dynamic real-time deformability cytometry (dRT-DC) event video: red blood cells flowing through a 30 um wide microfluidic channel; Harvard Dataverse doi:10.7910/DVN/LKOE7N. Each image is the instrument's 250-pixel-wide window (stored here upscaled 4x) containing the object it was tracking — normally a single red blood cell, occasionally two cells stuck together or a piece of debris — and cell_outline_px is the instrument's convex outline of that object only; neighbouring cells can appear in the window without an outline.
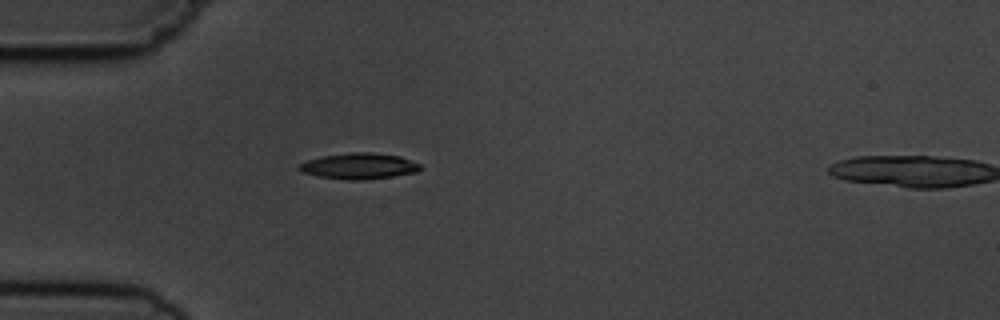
{"species": "common noctule bat (a hibernating species)", "species_latin": "Nyctalus noctula", "temperature_condition": "cold", "stored_images_in_passage": 2, "camera_frame_rate_fps": 3000, "um_per_image_px": 0.085, "animal": {"sex": "male", "body_mass_g": 19.5, "forearm_length_mm": 54.6}, "frame": {"image": 1, "passage_image": 1, "time_ms": 0.0, "image_size_px": [1000, 320], "cell_outline_px": [[420, 168], [416, 172], [392, 176], [364, 180], [348, 180], [320, 176], [300, 172], [296, 168], [300, 164], [308, 160], [324, 156], [352, 152], [372, 152], [400, 156], [420, 164]], "centroid_in_image_um": [30.5, 14.11], "position_along_channel_um": 54.5, "area_um2": 18.15}}